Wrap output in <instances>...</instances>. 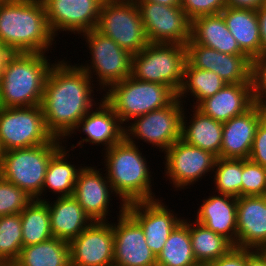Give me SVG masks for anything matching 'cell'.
Listing matches in <instances>:
<instances>
[{
    "label": "cell",
    "instance_id": "obj_6",
    "mask_svg": "<svg viewBox=\"0 0 266 266\" xmlns=\"http://www.w3.org/2000/svg\"><path fill=\"white\" fill-rule=\"evenodd\" d=\"M102 98L112 107L120 122L125 126L133 118L171 104L177 94L168 86L134 79L112 85Z\"/></svg>",
    "mask_w": 266,
    "mask_h": 266
},
{
    "label": "cell",
    "instance_id": "obj_50",
    "mask_svg": "<svg viewBox=\"0 0 266 266\" xmlns=\"http://www.w3.org/2000/svg\"><path fill=\"white\" fill-rule=\"evenodd\" d=\"M2 156H3V151H2L1 146H0V166H1V159H2Z\"/></svg>",
    "mask_w": 266,
    "mask_h": 266
},
{
    "label": "cell",
    "instance_id": "obj_44",
    "mask_svg": "<svg viewBox=\"0 0 266 266\" xmlns=\"http://www.w3.org/2000/svg\"><path fill=\"white\" fill-rule=\"evenodd\" d=\"M266 0H226L227 7L258 10Z\"/></svg>",
    "mask_w": 266,
    "mask_h": 266
},
{
    "label": "cell",
    "instance_id": "obj_38",
    "mask_svg": "<svg viewBox=\"0 0 266 266\" xmlns=\"http://www.w3.org/2000/svg\"><path fill=\"white\" fill-rule=\"evenodd\" d=\"M266 193V168L243 159L242 196H264Z\"/></svg>",
    "mask_w": 266,
    "mask_h": 266
},
{
    "label": "cell",
    "instance_id": "obj_18",
    "mask_svg": "<svg viewBox=\"0 0 266 266\" xmlns=\"http://www.w3.org/2000/svg\"><path fill=\"white\" fill-rule=\"evenodd\" d=\"M186 60L193 67L215 72L228 84H252V60L247 55L224 54L190 39Z\"/></svg>",
    "mask_w": 266,
    "mask_h": 266
},
{
    "label": "cell",
    "instance_id": "obj_48",
    "mask_svg": "<svg viewBox=\"0 0 266 266\" xmlns=\"http://www.w3.org/2000/svg\"><path fill=\"white\" fill-rule=\"evenodd\" d=\"M8 53L9 52L5 48L0 46V73H1V70H2L3 62H4V60H5V58H6Z\"/></svg>",
    "mask_w": 266,
    "mask_h": 266
},
{
    "label": "cell",
    "instance_id": "obj_24",
    "mask_svg": "<svg viewBox=\"0 0 266 266\" xmlns=\"http://www.w3.org/2000/svg\"><path fill=\"white\" fill-rule=\"evenodd\" d=\"M255 104L252 84H226L221 90L201 101L196 108L222 123L243 114Z\"/></svg>",
    "mask_w": 266,
    "mask_h": 266
},
{
    "label": "cell",
    "instance_id": "obj_45",
    "mask_svg": "<svg viewBox=\"0 0 266 266\" xmlns=\"http://www.w3.org/2000/svg\"><path fill=\"white\" fill-rule=\"evenodd\" d=\"M246 266H266V255L261 250L247 248Z\"/></svg>",
    "mask_w": 266,
    "mask_h": 266
},
{
    "label": "cell",
    "instance_id": "obj_31",
    "mask_svg": "<svg viewBox=\"0 0 266 266\" xmlns=\"http://www.w3.org/2000/svg\"><path fill=\"white\" fill-rule=\"evenodd\" d=\"M15 263L18 266H71L69 242L53 237L22 247Z\"/></svg>",
    "mask_w": 266,
    "mask_h": 266
},
{
    "label": "cell",
    "instance_id": "obj_37",
    "mask_svg": "<svg viewBox=\"0 0 266 266\" xmlns=\"http://www.w3.org/2000/svg\"><path fill=\"white\" fill-rule=\"evenodd\" d=\"M32 200L24 190L0 176V216L19 214Z\"/></svg>",
    "mask_w": 266,
    "mask_h": 266
},
{
    "label": "cell",
    "instance_id": "obj_14",
    "mask_svg": "<svg viewBox=\"0 0 266 266\" xmlns=\"http://www.w3.org/2000/svg\"><path fill=\"white\" fill-rule=\"evenodd\" d=\"M118 208L117 222H112L113 266H157V257L148 247L141 225L125 210V204Z\"/></svg>",
    "mask_w": 266,
    "mask_h": 266
},
{
    "label": "cell",
    "instance_id": "obj_20",
    "mask_svg": "<svg viewBox=\"0 0 266 266\" xmlns=\"http://www.w3.org/2000/svg\"><path fill=\"white\" fill-rule=\"evenodd\" d=\"M76 131L84 133L86 138H80L76 146L72 144L68 148L71 151H75L74 149L78 146L82 149L85 143H91L93 146H104L103 152L124 139V125L103 98L81 119L74 134L77 133Z\"/></svg>",
    "mask_w": 266,
    "mask_h": 266
},
{
    "label": "cell",
    "instance_id": "obj_4",
    "mask_svg": "<svg viewBox=\"0 0 266 266\" xmlns=\"http://www.w3.org/2000/svg\"><path fill=\"white\" fill-rule=\"evenodd\" d=\"M138 147L124 138L103 152L105 174L120 204L159 199L151 188L154 177L148 159Z\"/></svg>",
    "mask_w": 266,
    "mask_h": 266
},
{
    "label": "cell",
    "instance_id": "obj_49",
    "mask_svg": "<svg viewBox=\"0 0 266 266\" xmlns=\"http://www.w3.org/2000/svg\"><path fill=\"white\" fill-rule=\"evenodd\" d=\"M193 266H211L210 263H197Z\"/></svg>",
    "mask_w": 266,
    "mask_h": 266
},
{
    "label": "cell",
    "instance_id": "obj_34",
    "mask_svg": "<svg viewBox=\"0 0 266 266\" xmlns=\"http://www.w3.org/2000/svg\"><path fill=\"white\" fill-rule=\"evenodd\" d=\"M193 221H190V237L192 252L197 263H210L215 261L234 247L223 236Z\"/></svg>",
    "mask_w": 266,
    "mask_h": 266
},
{
    "label": "cell",
    "instance_id": "obj_19",
    "mask_svg": "<svg viewBox=\"0 0 266 266\" xmlns=\"http://www.w3.org/2000/svg\"><path fill=\"white\" fill-rule=\"evenodd\" d=\"M101 170L96 166H84L78 173L72 195L93 222L109 221L107 219L111 210L108 208L114 199L111 197H117L106 174Z\"/></svg>",
    "mask_w": 266,
    "mask_h": 266
},
{
    "label": "cell",
    "instance_id": "obj_35",
    "mask_svg": "<svg viewBox=\"0 0 266 266\" xmlns=\"http://www.w3.org/2000/svg\"><path fill=\"white\" fill-rule=\"evenodd\" d=\"M213 173L212 193L242 196L243 159L217 158Z\"/></svg>",
    "mask_w": 266,
    "mask_h": 266
},
{
    "label": "cell",
    "instance_id": "obj_40",
    "mask_svg": "<svg viewBox=\"0 0 266 266\" xmlns=\"http://www.w3.org/2000/svg\"><path fill=\"white\" fill-rule=\"evenodd\" d=\"M251 80L254 101L257 103L263 96H266V55L252 60Z\"/></svg>",
    "mask_w": 266,
    "mask_h": 266
},
{
    "label": "cell",
    "instance_id": "obj_21",
    "mask_svg": "<svg viewBox=\"0 0 266 266\" xmlns=\"http://www.w3.org/2000/svg\"><path fill=\"white\" fill-rule=\"evenodd\" d=\"M237 247L266 248V199L264 196L237 197Z\"/></svg>",
    "mask_w": 266,
    "mask_h": 266
},
{
    "label": "cell",
    "instance_id": "obj_9",
    "mask_svg": "<svg viewBox=\"0 0 266 266\" xmlns=\"http://www.w3.org/2000/svg\"><path fill=\"white\" fill-rule=\"evenodd\" d=\"M183 103L176 98L171 104L135 117L124 126V138L136 145L142 140L162 154L181 139Z\"/></svg>",
    "mask_w": 266,
    "mask_h": 266
},
{
    "label": "cell",
    "instance_id": "obj_27",
    "mask_svg": "<svg viewBox=\"0 0 266 266\" xmlns=\"http://www.w3.org/2000/svg\"><path fill=\"white\" fill-rule=\"evenodd\" d=\"M191 40L224 54L246 55L227 28L221 13L195 18L191 22Z\"/></svg>",
    "mask_w": 266,
    "mask_h": 266
},
{
    "label": "cell",
    "instance_id": "obj_39",
    "mask_svg": "<svg viewBox=\"0 0 266 266\" xmlns=\"http://www.w3.org/2000/svg\"><path fill=\"white\" fill-rule=\"evenodd\" d=\"M180 7L192 22L200 16L221 13L227 6L226 0H180Z\"/></svg>",
    "mask_w": 266,
    "mask_h": 266
},
{
    "label": "cell",
    "instance_id": "obj_36",
    "mask_svg": "<svg viewBox=\"0 0 266 266\" xmlns=\"http://www.w3.org/2000/svg\"><path fill=\"white\" fill-rule=\"evenodd\" d=\"M22 247L20 213L0 216V262L5 266L15 263Z\"/></svg>",
    "mask_w": 266,
    "mask_h": 266
},
{
    "label": "cell",
    "instance_id": "obj_23",
    "mask_svg": "<svg viewBox=\"0 0 266 266\" xmlns=\"http://www.w3.org/2000/svg\"><path fill=\"white\" fill-rule=\"evenodd\" d=\"M206 198L198 207L195 221L237 247V197L214 193Z\"/></svg>",
    "mask_w": 266,
    "mask_h": 266
},
{
    "label": "cell",
    "instance_id": "obj_8",
    "mask_svg": "<svg viewBox=\"0 0 266 266\" xmlns=\"http://www.w3.org/2000/svg\"><path fill=\"white\" fill-rule=\"evenodd\" d=\"M186 45L149 43L133 54L131 77L170 87L176 94L183 83Z\"/></svg>",
    "mask_w": 266,
    "mask_h": 266
},
{
    "label": "cell",
    "instance_id": "obj_41",
    "mask_svg": "<svg viewBox=\"0 0 266 266\" xmlns=\"http://www.w3.org/2000/svg\"><path fill=\"white\" fill-rule=\"evenodd\" d=\"M249 159L266 168V121L257 126Z\"/></svg>",
    "mask_w": 266,
    "mask_h": 266
},
{
    "label": "cell",
    "instance_id": "obj_26",
    "mask_svg": "<svg viewBox=\"0 0 266 266\" xmlns=\"http://www.w3.org/2000/svg\"><path fill=\"white\" fill-rule=\"evenodd\" d=\"M193 109V110H192ZM191 109L189 116L184 108L182 115L181 139L186 143L209 151L220 158L223 123L206 116L196 107ZM189 120L187 119V117ZM192 116V117H191ZM189 121V122H188Z\"/></svg>",
    "mask_w": 266,
    "mask_h": 266
},
{
    "label": "cell",
    "instance_id": "obj_7",
    "mask_svg": "<svg viewBox=\"0 0 266 266\" xmlns=\"http://www.w3.org/2000/svg\"><path fill=\"white\" fill-rule=\"evenodd\" d=\"M81 35L85 38L87 43L85 46L87 45L89 48L91 57L88 62L85 61L84 65L82 62L81 65L79 63L77 65L87 73L93 82H98V86L95 87L98 89H96L97 93H102L98 92L102 90L106 92L112 85L131 76L133 55L130 52L96 29Z\"/></svg>",
    "mask_w": 266,
    "mask_h": 266
},
{
    "label": "cell",
    "instance_id": "obj_5",
    "mask_svg": "<svg viewBox=\"0 0 266 266\" xmlns=\"http://www.w3.org/2000/svg\"><path fill=\"white\" fill-rule=\"evenodd\" d=\"M64 143L54 138L42 145L3 152L0 176L24 190L32 199L42 201L49 161Z\"/></svg>",
    "mask_w": 266,
    "mask_h": 266
},
{
    "label": "cell",
    "instance_id": "obj_47",
    "mask_svg": "<svg viewBox=\"0 0 266 266\" xmlns=\"http://www.w3.org/2000/svg\"><path fill=\"white\" fill-rule=\"evenodd\" d=\"M256 104L260 109L262 120L266 121V96H263Z\"/></svg>",
    "mask_w": 266,
    "mask_h": 266
},
{
    "label": "cell",
    "instance_id": "obj_2",
    "mask_svg": "<svg viewBox=\"0 0 266 266\" xmlns=\"http://www.w3.org/2000/svg\"><path fill=\"white\" fill-rule=\"evenodd\" d=\"M56 41L41 0L0 4V46L9 53H52Z\"/></svg>",
    "mask_w": 266,
    "mask_h": 266
},
{
    "label": "cell",
    "instance_id": "obj_46",
    "mask_svg": "<svg viewBox=\"0 0 266 266\" xmlns=\"http://www.w3.org/2000/svg\"><path fill=\"white\" fill-rule=\"evenodd\" d=\"M133 1H150L165 6H180V0H133Z\"/></svg>",
    "mask_w": 266,
    "mask_h": 266
},
{
    "label": "cell",
    "instance_id": "obj_17",
    "mask_svg": "<svg viewBox=\"0 0 266 266\" xmlns=\"http://www.w3.org/2000/svg\"><path fill=\"white\" fill-rule=\"evenodd\" d=\"M162 201V197L151 201H138L127 204L125 208L141 225L146 243L156 257L171 232L185 218L180 217Z\"/></svg>",
    "mask_w": 266,
    "mask_h": 266
},
{
    "label": "cell",
    "instance_id": "obj_30",
    "mask_svg": "<svg viewBox=\"0 0 266 266\" xmlns=\"http://www.w3.org/2000/svg\"><path fill=\"white\" fill-rule=\"evenodd\" d=\"M225 82L218 74L209 70L198 69L193 67L187 60L184 66L183 83L177 93V98L186 104L187 96L192 98L193 107H196L204 99L213 96L221 90ZM185 97V98H184ZM196 100V102L194 101Z\"/></svg>",
    "mask_w": 266,
    "mask_h": 266
},
{
    "label": "cell",
    "instance_id": "obj_3",
    "mask_svg": "<svg viewBox=\"0 0 266 266\" xmlns=\"http://www.w3.org/2000/svg\"><path fill=\"white\" fill-rule=\"evenodd\" d=\"M48 53H8L0 73V107L41 105L51 66Z\"/></svg>",
    "mask_w": 266,
    "mask_h": 266
},
{
    "label": "cell",
    "instance_id": "obj_22",
    "mask_svg": "<svg viewBox=\"0 0 266 266\" xmlns=\"http://www.w3.org/2000/svg\"><path fill=\"white\" fill-rule=\"evenodd\" d=\"M262 120L255 103L243 114L223 123L220 158L249 159L256 129Z\"/></svg>",
    "mask_w": 266,
    "mask_h": 266
},
{
    "label": "cell",
    "instance_id": "obj_32",
    "mask_svg": "<svg viewBox=\"0 0 266 266\" xmlns=\"http://www.w3.org/2000/svg\"><path fill=\"white\" fill-rule=\"evenodd\" d=\"M197 261L192 252L190 219H183L171 232L157 256V266H193Z\"/></svg>",
    "mask_w": 266,
    "mask_h": 266
},
{
    "label": "cell",
    "instance_id": "obj_15",
    "mask_svg": "<svg viewBox=\"0 0 266 266\" xmlns=\"http://www.w3.org/2000/svg\"><path fill=\"white\" fill-rule=\"evenodd\" d=\"M41 1L50 30L56 37L59 32L65 31L67 34L71 32L81 36L83 33L96 29L104 0Z\"/></svg>",
    "mask_w": 266,
    "mask_h": 266
},
{
    "label": "cell",
    "instance_id": "obj_10",
    "mask_svg": "<svg viewBox=\"0 0 266 266\" xmlns=\"http://www.w3.org/2000/svg\"><path fill=\"white\" fill-rule=\"evenodd\" d=\"M96 30L132 55L149 44L138 6L133 0H104Z\"/></svg>",
    "mask_w": 266,
    "mask_h": 266
},
{
    "label": "cell",
    "instance_id": "obj_52",
    "mask_svg": "<svg viewBox=\"0 0 266 266\" xmlns=\"http://www.w3.org/2000/svg\"><path fill=\"white\" fill-rule=\"evenodd\" d=\"M7 266H18L16 263L9 264Z\"/></svg>",
    "mask_w": 266,
    "mask_h": 266
},
{
    "label": "cell",
    "instance_id": "obj_42",
    "mask_svg": "<svg viewBox=\"0 0 266 266\" xmlns=\"http://www.w3.org/2000/svg\"><path fill=\"white\" fill-rule=\"evenodd\" d=\"M247 248L232 247L225 255L210 262L211 266H246Z\"/></svg>",
    "mask_w": 266,
    "mask_h": 266
},
{
    "label": "cell",
    "instance_id": "obj_51",
    "mask_svg": "<svg viewBox=\"0 0 266 266\" xmlns=\"http://www.w3.org/2000/svg\"><path fill=\"white\" fill-rule=\"evenodd\" d=\"M266 255V248L260 249Z\"/></svg>",
    "mask_w": 266,
    "mask_h": 266
},
{
    "label": "cell",
    "instance_id": "obj_25",
    "mask_svg": "<svg viewBox=\"0 0 266 266\" xmlns=\"http://www.w3.org/2000/svg\"><path fill=\"white\" fill-rule=\"evenodd\" d=\"M54 201L47 198L44 201L48 205L53 237L70 242L93 222L73 196L57 197Z\"/></svg>",
    "mask_w": 266,
    "mask_h": 266
},
{
    "label": "cell",
    "instance_id": "obj_43",
    "mask_svg": "<svg viewBox=\"0 0 266 266\" xmlns=\"http://www.w3.org/2000/svg\"><path fill=\"white\" fill-rule=\"evenodd\" d=\"M257 11L259 20V31L261 38V55H266V3H264Z\"/></svg>",
    "mask_w": 266,
    "mask_h": 266
},
{
    "label": "cell",
    "instance_id": "obj_12",
    "mask_svg": "<svg viewBox=\"0 0 266 266\" xmlns=\"http://www.w3.org/2000/svg\"><path fill=\"white\" fill-rule=\"evenodd\" d=\"M217 158L213 153L179 139L164 152L163 177L172 183L176 191H182L204 176L206 178L208 172L213 173Z\"/></svg>",
    "mask_w": 266,
    "mask_h": 266
},
{
    "label": "cell",
    "instance_id": "obj_29",
    "mask_svg": "<svg viewBox=\"0 0 266 266\" xmlns=\"http://www.w3.org/2000/svg\"><path fill=\"white\" fill-rule=\"evenodd\" d=\"M70 155V150H67V144L65 143V146L63 145L51 157L42 187V195H44L42 201L46 200L45 194L48 191L55 194L56 197H67L73 195L78 173L84 167V164L76 166L74 163L69 161L68 158L72 159V156Z\"/></svg>",
    "mask_w": 266,
    "mask_h": 266
},
{
    "label": "cell",
    "instance_id": "obj_13",
    "mask_svg": "<svg viewBox=\"0 0 266 266\" xmlns=\"http://www.w3.org/2000/svg\"><path fill=\"white\" fill-rule=\"evenodd\" d=\"M139 9L149 43L186 45L191 39V21L180 6L134 1Z\"/></svg>",
    "mask_w": 266,
    "mask_h": 266
},
{
    "label": "cell",
    "instance_id": "obj_11",
    "mask_svg": "<svg viewBox=\"0 0 266 266\" xmlns=\"http://www.w3.org/2000/svg\"><path fill=\"white\" fill-rule=\"evenodd\" d=\"M53 139L46 128L41 105L0 107V146L3 152L42 145Z\"/></svg>",
    "mask_w": 266,
    "mask_h": 266
},
{
    "label": "cell",
    "instance_id": "obj_1",
    "mask_svg": "<svg viewBox=\"0 0 266 266\" xmlns=\"http://www.w3.org/2000/svg\"><path fill=\"white\" fill-rule=\"evenodd\" d=\"M95 86L77 64L72 65L67 59H55L47 75L41 101L46 128L54 138L65 143L69 137L73 138L72 134L81 119L95 107L97 100H102L101 97L94 99Z\"/></svg>",
    "mask_w": 266,
    "mask_h": 266
},
{
    "label": "cell",
    "instance_id": "obj_16",
    "mask_svg": "<svg viewBox=\"0 0 266 266\" xmlns=\"http://www.w3.org/2000/svg\"><path fill=\"white\" fill-rule=\"evenodd\" d=\"M94 221L69 242L71 266H113L112 222Z\"/></svg>",
    "mask_w": 266,
    "mask_h": 266
},
{
    "label": "cell",
    "instance_id": "obj_28",
    "mask_svg": "<svg viewBox=\"0 0 266 266\" xmlns=\"http://www.w3.org/2000/svg\"><path fill=\"white\" fill-rule=\"evenodd\" d=\"M221 14L240 49L251 60L260 57L261 38L257 11L226 7Z\"/></svg>",
    "mask_w": 266,
    "mask_h": 266
},
{
    "label": "cell",
    "instance_id": "obj_33",
    "mask_svg": "<svg viewBox=\"0 0 266 266\" xmlns=\"http://www.w3.org/2000/svg\"><path fill=\"white\" fill-rule=\"evenodd\" d=\"M23 247L53 238L48 205L44 201L32 202L20 212Z\"/></svg>",
    "mask_w": 266,
    "mask_h": 266
},
{
    "label": "cell",
    "instance_id": "obj_53",
    "mask_svg": "<svg viewBox=\"0 0 266 266\" xmlns=\"http://www.w3.org/2000/svg\"><path fill=\"white\" fill-rule=\"evenodd\" d=\"M7 1H9V0H0V4L7 2Z\"/></svg>",
    "mask_w": 266,
    "mask_h": 266
}]
</instances>
